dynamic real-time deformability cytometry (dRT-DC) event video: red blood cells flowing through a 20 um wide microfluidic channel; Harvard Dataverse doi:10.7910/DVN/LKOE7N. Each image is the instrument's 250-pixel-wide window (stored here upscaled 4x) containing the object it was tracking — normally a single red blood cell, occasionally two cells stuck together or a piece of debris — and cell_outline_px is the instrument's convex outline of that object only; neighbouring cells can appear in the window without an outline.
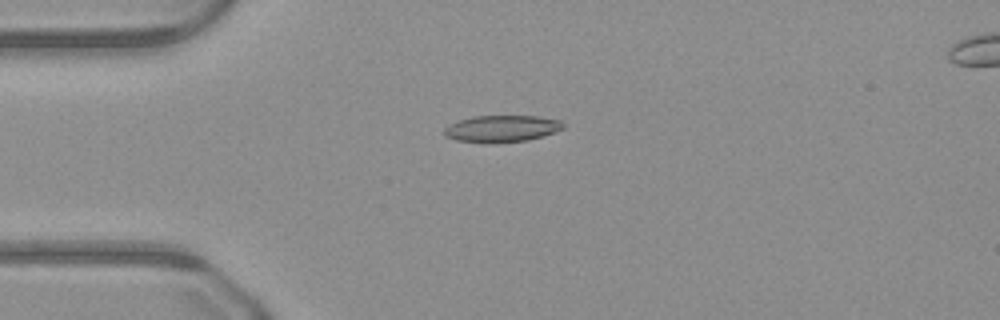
{"species": "common noctule bat (a hibernating species)", "species_latin": "Nyctalus noctula", "temperature_condition": "warm", "stored_images_in_passage": 50, "camera_frame_rate_fps": 3000, "um_per_image_px": 0.085, "animal": {"sex": "male", "body_mass_g": 23.1, "forearm_length_mm": 52.7}, "frame": {"image": 1, "passage_image": 13, "time_ms": 4.0, "image_size_px": [1000, 320], "cell_outline_px": [[564, 128], [544, 136], [528, 140], [456, 140], [444, 136], [444, 128], [448, 124], [472, 116], [536, 116], [560, 120], [564, 124]], "centroid_in_image_um": [42.67, 10.88], "position_along_channel_um": 42.3, "area_um2": 17.74}}
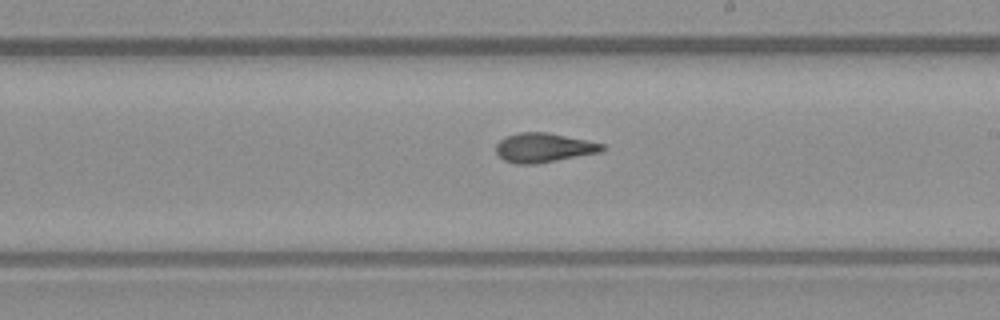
{"frame": {"image": 2, "passage_image": 29, "time_ms": 9.333, "image_size_px": [1000, 320], "cell_outline_px": [[608, 148], [600, 152], [556, 160], [532, 164], [516, 164], [504, 160], [496, 152], [496, 144], [504, 136], [520, 132], [548, 132], [604, 144]], "centroid_in_image_um": [46.2, 12.54], "position_along_channel_um": 242.8, "area_um2": 18.03}}
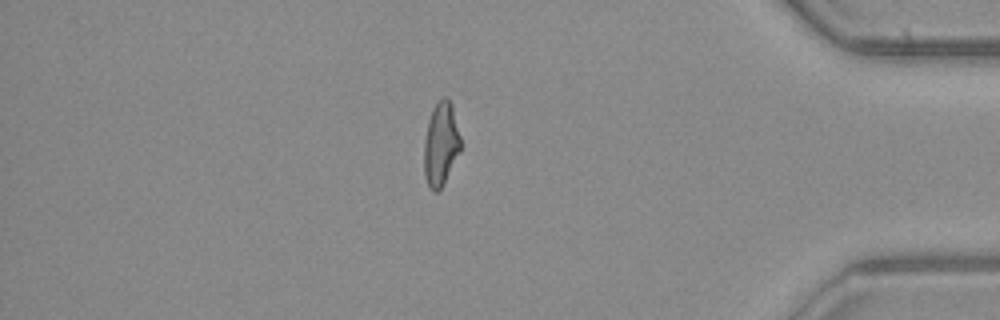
{"frame": {"image": 3, "passage_image": 43, "time_ms": 14.0, "image_size_px": [1000, 320], "cell_outline_px": [[460, 152], [444, 184], [436, 192], [432, 192], [428, 188], [424, 176], [424, 140], [428, 120], [432, 108], [444, 96], [448, 96], [452, 104], [460, 136]], "centroid_in_image_um": [37.46, 12.26], "position_along_channel_um": 397.7, "area_um2": 18.09}}